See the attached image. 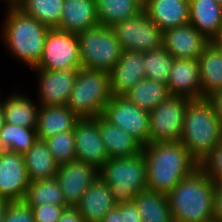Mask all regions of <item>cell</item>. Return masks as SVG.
Here are the masks:
<instances>
[{
    "label": "cell",
    "instance_id": "cell-51",
    "mask_svg": "<svg viewBox=\"0 0 222 222\" xmlns=\"http://www.w3.org/2000/svg\"><path fill=\"white\" fill-rule=\"evenodd\" d=\"M1 92V91H0ZM3 95L0 93V101H2L3 100Z\"/></svg>",
    "mask_w": 222,
    "mask_h": 222
},
{
    "label": "cell",
    "instance_id": "cell-4",
    "mask_svg": "<svg viewBox=\"0 0 222 222\" xmlns=\"http://www.w3.org/2000/svg\"><path fill=\"white\" fill-rule=\"evenodd\" d=\"M222 140V125L206 98L187 105L180 142L198 162Z\"/></svg>",
    "mask_w": 222,
    "mask_h": 222
},
{
    "label": "cell",
    "instance_id": "cell-34",
    "mask_svg": "<svg viewBox=\"0 0 222 222\" xmlns=\"http://www.w3.org/2000/svg\"><path fill=\"white\" fill-rule=\"evenodd\" d=\"M174 57L162 46L143 52L145 77L167 85Z\"/></svg>",
    "mask_w": 222,
    "mask_h": 222
},
{
    "label": "cell",
    "instance_id": "cell-22",
    "mask_svg": "<svg viewBox=\"0 0 222 222\" xmlns=\"http://www.w3.org/2000/svg\"><path fill=\"white\" fill-rule=\"evenodd\" d=\"M97 25L95 0H64L57 29L78 34Z\"/></svg>",
    "mask_w": 222,
    "mask_h": 222
},
{
    "label": "cell",
    "instance_id": "cell-42",
    "mask_svg": "<svg viewBox=\"0 0 222 222\" xmlns=\"http://www.w3.org/2000/svg\"><path fill=\"white\" fill-rule=\"evenodd\" d=\"M213 218H222V190L215 186L214 189V202H213Z\"/></svg>",
    "mask_w": 222,
    "mask_h": 222
},
{
    "label": "cell",
    "instance_id": "cell-7",
    "mask_svg": "<svg viewBox=\"0 0 222 222\" xmlns=\"http://www.w3.org/2000/svg\"><path fill=\"white\" fill-rule=\"evenodd\" d=\"M77 36L81 66L110 73L123 51L113 28L99 24Z\"/></svg>",
    "mask_w": 222,
    "mask_h": 222
},
{
    "label": "cell",
    "instance_id": "cell-24",
    "mask_svg": "<svg viewBox=\"0 0 222 222\" xmlns=\"http://www.w3.org/2000/svg\"><path fill=\"white\" fill-rule=\"evenodd\" d=\"M78 119L67 105L40 106L36 127L38 139L45 140L72 131Z\"/></svg>",
    "mask_w": 222,
    "mask_h": 222
},
{
    "label": "cell",
    "instance_id": "cell-23",
    "mask_svg": "<svg viewBox=\"0 0 222 222\" xmlns=\"http://www.w3.org/2000/svg\"><path fill=\"white\" fill-rule=\"evenodd\" d=\"M7 96L4 95L3 103L5 122L8 124L36 128L38 112L40 109L36 99H32L28 94L20 91H10Z\"/></svg>",
    "mask_w": 222,
    "mask_h": 222
},
{
    "label": "cell",
    "instance_id": "cell-40",
    "mask_svg": "<svg viewBox=\"0 0 222 222\" xmlns=\"http://www.w3.org/2000/svg\"><path fill=\"white\" fill-rule=\"evenodd\" d=\"M57 222H85L76 207H66Z\"/></svg>",
    "mask_w": 222,
    "mask_h": 222
},
{
    "label": "cell",
    "instance_id": "cell-1",
    "mask_svg": "<svg viewBox=\"0 0 222 222\" xmlns=\"http://www.w3.org/2000/svg\"><path fill=\"white\" fill-rule=\"evenodd\" d=\"M147 167V190L167 194L192 174L199 163L180 141L153 142L143 146Z\"/></svg>",
    "mask_w": 222,
    "mask_h": 222
},
{
    "label": "cell",
    "instance_id": "cell-28",
    "mask_svg": "<svg viewBox=\"0 0 222 222\" xmlns=\"http://www.w3.org/2000/svg\"><path fill=\"white\" fill-rule=\"evenodd\" d=\"M100 25L113 27L118 22L132 18L143 10L142 0H95Z\"/></svg>",
    "mask_w": 222,
    "mask_h": 222
},
{
    "label": "cell",
    "instance_id": "cell-17",
    "mask_svg": "<svg viewBox=\"0 0 222 222\" xmlns=\"http://www.w3.org/2000/svg\"><path fill=\"white\" fill-rule=\"evenodd\" d=\"M110 90L112 96H123L145 77L143 52L122 51L117 64L111 69Z\"/></svg>",
    "mask_w": 222,
    "mask_h": 222
},
{
    "label": "cell",
    "instance_id": "cell-39",
    "mask_svg": "<svg viewBox=\"0 0 222 222\" xmlns=\"http://www.w3.org/2000/svg\"><path fill=\"white\" fill-rule=\"evenodd\" d=\"M120 211L123 216V222H142L141 215L134 202L120 204Z\"/></svg>",
    "mask_w": 222,
    "mask_h": 222
},
{
    "label": "cell",
    "instance_id": "cell-2",
    "mask_svg": "<svg viewBox=\"0 0 222 222\" xmlns=\"http://www.w3.org/2000/svg\"><path fill=\"white\" fill-rule=\"evenodd\" d=\"M4 20L1 24V43L12 58L34 68L41 59L45 38L50 28L28 16L14 4H5Z\"/></svg>",
    "mask_w": 222,
    "mask_h": 222
},
{
    "label": "cell",
    "instance_id": "cell-15",
    "mask_svg": "<svg viewBox=\"0 0 222 222\" xmlns=\"http://www.w3.org/2000/svg\"><path fill=\"white\" fill-rule=\"evenodd\" d=\"M76 160L98 170L109 159L96 118H79L74 126Z\"/></svg>",
    "mask_w": 222,
    "mask_h": 222
},
{
    "label": "cell",
    "instance_id": "cell-33",
    "mask_svg": "<svg viewBox=\"0 0 222 222\" xmlns=\"http://www.w3.org/2000/svg\"><path fill=\"white\" fill-rule=\"evenodd\" d=\"M38 139L36 128L4 123L0 130V150L24 154Z\"/></svg>",
    "mask_w": 222,
    "mask_h": 222
},
{
    "label": "cell",
    "instance_id": "cell-9",
    "mask_svg": "<svg viewBox=\"0 0 222 222\" xmlns=\"http://www.w3.org/2000/svg\"><path fill=\"white\" fill-rule=\"evenodd\" d=\"M112 28L123 51L145 52L162 47L163 31L144 9Z\"/></svg>",
    "mask_w": 222,
    "mask_h": 222
},
{
    "label": "cell",
    "instance_id": "cell-6",
    "mask_svg": "<svg viewBox=\"0 0 222 222\" xmlns=\"http://www.w3.org/2000/svg\"><path fill=\"white\" fill-rule=\"evenodd\" d=\"M111 96L109 73L81 67L67 106L79 118H96L103 114Z\"/></svg>",
    "mask_w": 222,
    "mask_h": 222
},
{
    "label": "cell",
    "instance_id": "cell-50",
    "mask_svg": "<svg viewBox=\"0 0 222 222\" xmlns=\"http://www.w3.org/2000/svg\"><path fill=\"white\" fill-rule=\"evenodd\" d=\"M217 2L222 6V0H217Z\"/></svg>",
    "mask_w": 222,
    "mask_h": 222
},
{
    "label": "cell",
    "instance_id": "cell-25",
    "mask_svg": "<svg viewBox=\"0 0 222 222\" xmlns=\"http://www.w3.org/2000/svg\"><path fill=\"white\" fill-rule=\"evenodd\" d=\"M189 23L211 41L222 27V6L217 0H189Z\"/></svg>",
    "mask_w": 222,
    "mask_h": 222
},
{
    "label": "cell",
    "instance_id": "cell-38",
    "mask_svg": "<svg viewBox=\"0 0 222 222\" xmlns=\"http://www.w3.org/2000/svg\"><path fill=\"white\" fill-rule=\"evenodd\" d=\"M35 222H57L68 205L42 204L30 206Z\"/></svg>",
    "mask_w": 222,
    "mask_h": 222
},
{
    "label": "cell",
    "instance_id": "cell-3",
    "mask_svg": "<svg viewBox=\"0 0 222 222\" xmlns=\"http://www.w3.org/2000/svg\"><path fill=\"white\" fill-rule=\"evenodd\" d=\"M215 183L199 167L182 179L167 199L174 222H214Z\"/></svg>",
    "mask_w": 222,
    "mask_h": 222
},
{
    "label": "cell",
    "instance_id": "cell-30",
    "mask_svg": "<svg viewBox=\"0 0 222 222\" xmlns=\"http://www.w3.org/2000/svg\"><path fill=\"white\" fill-rule=\"evenodd\" d=\"M170 95L167 85L144 78L123 96L140 109L150 112Z\"/></svg>",
    "mask_w": 222,
    "mask_h": 222
},
{
    "label": "cell",
    "instance_id": "cell-14",
    "mask_svg": "<svg viewBox=\"0 0 222 222\" xmlns=\"http://www.w3.org/2000/svg\"><path fill=\"white\" fill-rule=\"evenodd\" d=\"M55 178L66 204L76 207L86 189L99 178V170L83 161L73 160L60 164Z\"/></svg>",
    "mask_w": 222,
    "mask_h": 222
},
{
    "label": "cell",
    "instance_id": "cell-5",
    "mask_svg": "<svg viewBox=\"0 0 222 222\" xmlns=\"http://www.w3.org/2000/svg\"><path fill=\"white\" fill-rule=\"evenodd\" d=\"M99 177L111 188L116 205L133 202L147 190V167L143 153L128 158H109Z\"/></svg>",
    "mask_w": 222,
    "mask_h": 222
},
{
    "label": "cell",
    "instance_id": "cell-27",
    "mask_svg": "<svg viewBox=\"0 0 222 222\" xmlns=\"http://www.w3.org/2000/svg\"><path fill=\"white\" fill-rule=\"evenodd\" d=\"M25 166L31 181L56 176L59 164L49 151L44 140L37 139L33 146L23 154Z\"/></svg>",
    "mask_w": 222,
    "mask_h": 222
},
{
    "label": "cell",
    "instance_id": "cell-13",
    "mask_svg": "<svg viewBox=\"0 0 222 222\" xmlns=\"http://www.w3.org/2000/svg\"><path fill=\"white\" fill-rule=\"evenodd\" d=\"M30 183L23 154L0 150V198L24 201Z\"/></svg>",
    "mask_w": 222,
    "mask_h": 222
},
{
    "label": "cell",
    "instance_id": "cell-11",
    "mask_svg": "<svg viewBox=\"0 0 222 222\" xmlns=\"http://www.w3.org/2000/svg\"><path fill=\"white\" fill-rule=\"evenodd\" d=\"M102 116L129 133L143 146L149 143V112L140 109L124 96H111Z\"/></svg>",
    "mask_w": 222,
    "mask_h": 222
},
{
    "label": "cell",
    "instance_id": "cell-43",
    "mask_svg": "<svg viewBox=\"0 0 222 222\" xmlns=\"http://www.w3.org/2000/svg\"><path fill=\"white\" fill-rule=\"evenodd\" d=\"M102 222H123L120 204L115 205L104 217Z\"/></svg>",
    "mask_w": 222,
    "mask_h": 222
},
{
    "label": "cell",
    "instance_id": "cell-16",
    "mask_svg": "<svg viewBox=\"0 0 222 222\" xmlns=\"http://www.w3.org/2000/svg\"><path fill=\"white\" fill-rule=\"evenodd\" d=\"M210 40L190 23L163 31L162 46L179 59H198Z\"/></svg>",
    "mask_w": 222,
    "mask_h": 222
},
{
    "label": "cell",
    "instance_id": "cell-49",
    "mask_svg": "<svg viewBox=\"0 0 222 222\" xmlns=\"http://www.w3.org/2000/svg\"><path fill=\"white\" fill-rule=\"evenodd\" d=\"M214 222H222V218L221 219H215Z\"/></svg>",
    "mask_w": 222,
    "mask_h": 222
},
{
    "label": "cell",
    "instance_id": "cell-35",
    "mask_svg": "<svg viewBox=\"0 0 222 222\" xmlns=\"http://www.w3.org/2000/svg\"><path fill=\"white\" fill-rule=\"evenodd\" d=\"M44 141L59 165L76 160L74 130L51 136Z\"/></svg>",
    "mask_w": 222,
    "mask_h": 222
},
{
    "label": "cell",
    "instance_id": "cell-48",
    "mask_svg": "<svg viewBox=\"0 0 222 222\" xmlns=\"http://www.w3.org/2000/svg\"><path fill=\"white\" fill-rule=\"evenodd\" d=\"M17 0H0V2L5 4H14Z\"/></svg>",
    "mask_w": 222,
    "mask_h": 222
},
{
    "label": "cell",
    "instance_id": "cell-36",
    "mask_svg": "<svg viewBox=\"0 0 222 222\" xmlns=\"http://www.w3.org/2000/svg\"><path fill=\"white\" fill-rule=\"evenodd\" d=\"M199 168L213 181L222 175V140L200 161Z\"/></svg>",
    "mask_w": 222,
    "mask_h": 222
},
{
    "label": "cell",
    "instance_id": "cell-29",
    "mask_svg": "<svg viewBox=\"0 0 222 222\" xmlns=\"http://www.w3.org/2000/svg\"><path fill=\"white\" fill-rule=\"evenodd\" d=\"M133 202L142 222H174L165 193L146 190L140 192Z\"/></svg>",
    "mask_w": 222,
    "mask_h": 222
},
{
    "label": "cell",
    "instance_id": "cell-26",
    "mask_svg": "<svg viewBox=\"0 0 222 222\" xmlns=\"http://www.w3.org/2000/svg\"><path fill=\"white\" fill-rule=\"evenodd\" d=\"M200 66L201 96L208 98L222 88V49L213 42L206 46L198 58Z\"/></svg>",
    "mask_w": 222,
    "mask_h": 222
},
{
    "label": "cell",
    "instance_id": "cell-19",
    "mask_svg": "<svg viewBox=\"0 0 222 222\" xmlns=\"http://www.w3.org/2000/svg\"><path fill=\"white\" fill-rule=\"evenodd\" d=\"M143 9L162 31L189 23V0H144Z\"/></svg>",
    "mask_w": 222,
    "mask_h": 222
},
{
    "label": "cell",
    "instance_id": "cell-31",
    "mask_svg": "<svg viewBox=\"0 0 222 222\" xmlns=\"http://www.w3.org/2000/svg\"><path fill=\"white\" fill-rule=\"evenodd\" d=\"M64 0H17L14 5L23 13L50 29L58 28Z\"/></svg>",
    "mask_w": 222,
    "mask_h": 222
},
{
    "label": "cell",
    "instance_id": "cell-47",
    "mask_svg": "<svg viewBox=\"0 0 222 222\" xmlns=\"http://www.w3.org/2000/svg\"><path fill=\"white\" fill-rule=\"evenodd\" d=\"M214 183H215V186H216L218 189L222 190V175L219 176V177L214 181Z\"/></svg>",
    "mask_w": 222,
    "mask_h": 222
},
{
    "label": "cell",
    "instance_id": "cell-8",
    "mask_svg": "<svg viewBox=\"0 0 222 222\" xmlns=\"http://www.w3.org/2000/svg\"><path fill=\"white\" fill-rule=\"evenodd\" d=\"M190 100L170 95L149 112V143L181 140L185 111Z\"/></svg>",
    "mask_w": 222,
    "mask_h": 222
},
{
    "label": "cell",
    "instance_id": "cell-44",
    "mask_svg": "<svg viewBox=\"0 0 222 222\" xmlns=\"http://www.w3.org/2000/svg\"><path fill=\"white\" fill-rule=\"evenodd\" d=\"M8 204H9L8 200L0 198V222H3L4 214L8 207Z\"/></svg>",
    "mask_w": 222,
    "mask_h": 222
},
{
    "label": "cell",
    "instance_id": "cell-41",
    "mask_svg": "<svg viewBox=\"0 0 222 222\" xmlns=\"http://www.w3.org/2000/svg\"><path fill=\"white\" fill-rule=\"evenodd\" d=\"M206 99L213 106L214 112L222 125V88Z\"/></svg>",
    "mask_w": 222,
    "mask_h": 222
},
{
    "label": "cell",
    "instance_id": "cell-20",
    "mask_svg": "<svg viewBox=\"0 0 222 222\" xmlns=\"http://www.w3.org/2000/svg\"><path fill=\"white\" fill-rule=\"evenodd\" d=\"M115 205L111 188L99 177L86 189L76 208L85 222H102Z\"/></svg>",
    "mask_w": 222,
    "mask_h": 222
},
{
    "label": "cell",
    "instance_id": "cell-37",
    "mask_svg": "<svg viewBox=\"0 0 222 222\" xmlns=\"http://www.w3.org/2000/svg\"><path fill=\"white\" fill-rule=\"evenodd\" d=\"M3 222H35L31 207L25 201L9 202Z\"/></svg>",
    "mask_w": 222,
    "mask_h": 222
},
{
    "label": "cell",
    "instance_id": "cell-12",
    "mask_svg": "<svg viewBox=\"0 0 222 222\" xmlns=\"http://www.w3.org/2000/svg\"><path fill=\"white\" fill-rule=\"evenodd\" d=\"M78 69L51 71L32 68L31 71L37 76L36 100L39 106L67 105Z\"/></svg>",
    "mask_w": 222,
    "mask_h": 222
},
{
    "label": "cell",
    "instance_id": "cell-45",
    "mask_svg": "<svg viewBox=\"0 0 222 222\" xmlns=\"http://www.w3.org/2000/svg\"><path fill=\"white\" fill-rule=\"evenodd\" d=\"M218 48L222 49V27L218 34L211 40Z\"/></svg>",
    "mask_w": 222,
    "mask_h": 222
},
{
    "label": "cell",
    "instance_id": "cell-46",
    "mask_svg": "<svg viewBox=\"0 0 222 222\" xmlns=\"http://www.w3.org/2000/svg\"><path fill=\"white\" fill-rule=\"evenodd\" d=\"M4 123H5L4 107L3 103L0 101V130L2 129Z\"/></svg>",
    "mask_w": 222,
    "mask_h": 222
},
{
    "label": "cell",
    "instance_id": "cell-32",
    "mask_svg": "<svg viewBox=\"0 0 222 222\" xmlns=\"http://www.w3.org/2000/svg\"><path fill=\"white\" fill-rule=\"evenodd\" d=\"M24 201L29 206L67 205L55 177L31 181Z\"/></svg>",
    "mask_w": 222,
    "mask_h": 222
},
{
    "label": "cell",
    "instance_id": "cell-10",
    "mask_svg": "<svg viewBox=\"0 0 222 222\" xmlns=\"http://www.w3.org/2000/svg\"><path fill=\"white\" fill-rule=\"evenodd\" d=\"M81 67L77 34L57 28L50 29L45 38L41 59L34 68L59 71Z\"/></svg>",
    "mask_w": 222,
    "mask_h": 222
},
{
    "label": "cell",
    "instance_id": "cell-18",
    "mask_svg": "<svg viewBox=\"0 0 222 222\" xmlns=\"http://www.w3.org/2000/svg\"><path fill=\"white\" fill-rule=\"evenodd\" d=\"M167 87L171 95L202 99L198 59L174 58Z\"/></svg>",
    "mask_w": 222,
    "mask_h": 222
},
{
    "label": "cell",
    "instance_id": "cell-21",
    "mask_svg": "<svg viewBox=\"0 0 222 222\" xmlns=\"http://www.w3.org/2000/svg\"><path fill=\"white\" fill-rule=\"evenodd\" d=\"M96 121L109 158H128L142 153L143 145L129 133L110 123L102 115L96 117Z\"/></svg>",
    "mask_w": 222,
    "mask_h": 222
}]
</instances>
